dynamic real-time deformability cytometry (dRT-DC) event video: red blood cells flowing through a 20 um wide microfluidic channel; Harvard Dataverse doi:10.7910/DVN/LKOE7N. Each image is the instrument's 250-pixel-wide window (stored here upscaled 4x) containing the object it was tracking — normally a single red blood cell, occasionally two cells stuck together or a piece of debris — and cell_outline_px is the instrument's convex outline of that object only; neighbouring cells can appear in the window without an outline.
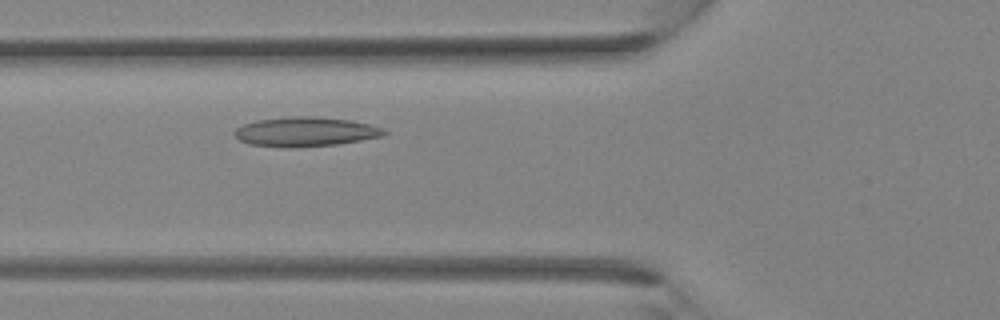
{"species": "Egyptian fruit bat (a non-hibernating species)", "species_latin": "Rousettus aegyptiacus", "temperature_condition": "room temperature", "stored_images_in_passage": 30, "camera_frame_rate_fps": 3000, "um_per_image_px": 0.085, "animal": {"sex": "female"}, "frame": {"image": 1, "passage_image": 8, "time_ms": 2.333, "image_size_px": [1000, 320], "cell_outline_px": [[388, 132], [380, 136], [360, 140], [336, 144], [252, 144], [240, 140], [232, 132], [236, 128], [244, 124], [256, 120], [288, 116], [312, 116], [352, 120], [384, 128]], "centroid_in_image_um": [26.0, 11.13], "position_along_channel_um": 99.8, "area_um2": 24.33}}
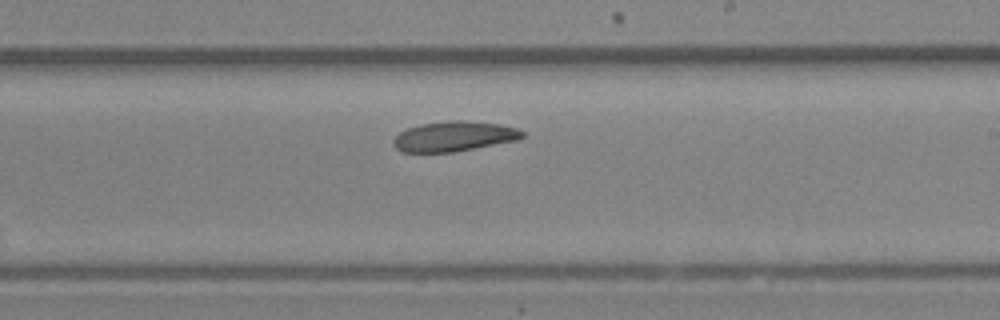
{"frame": {"image": 2, "passage_image": 16, "time_ms": 5.0, "image_size_px": [1000, 320], "cell_outline_px": [[524, 136], [516, 140], [452, 152], [400, 152], [392, 144], [392, 140], [400, 132], [408, 128], [420, 124], [448, 120], [464, 120], [500, 124], [520, 128], [524, 132]], "centroid_in_image_um": [38.58, 11.58], "position_along_channel_um": 250.4, "area_um2": 22.6}}
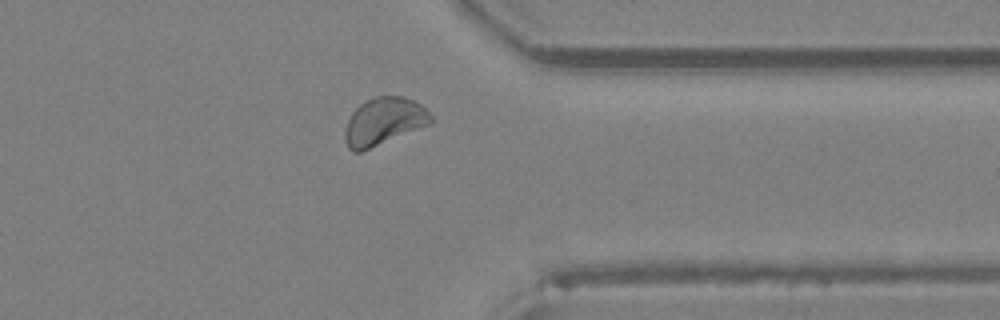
{"frame": {"image": 3, "passage_image": 23, "time_ms": 7.333, "image_size_px": [1000, 320], "cell_outline_px": [[432, 120], [428, 124], [360, 152], [352, 152], [348, 148], [344, 140], [344, 128], [352, 112], [360, 104], [376, 96], [400, 96], [412, 100], [420, 104], [432, 116]], "centroid_in_image_um": [32.56, 10.32], "position_along_channel_um": 378.8, "area_um2": 23.29}}